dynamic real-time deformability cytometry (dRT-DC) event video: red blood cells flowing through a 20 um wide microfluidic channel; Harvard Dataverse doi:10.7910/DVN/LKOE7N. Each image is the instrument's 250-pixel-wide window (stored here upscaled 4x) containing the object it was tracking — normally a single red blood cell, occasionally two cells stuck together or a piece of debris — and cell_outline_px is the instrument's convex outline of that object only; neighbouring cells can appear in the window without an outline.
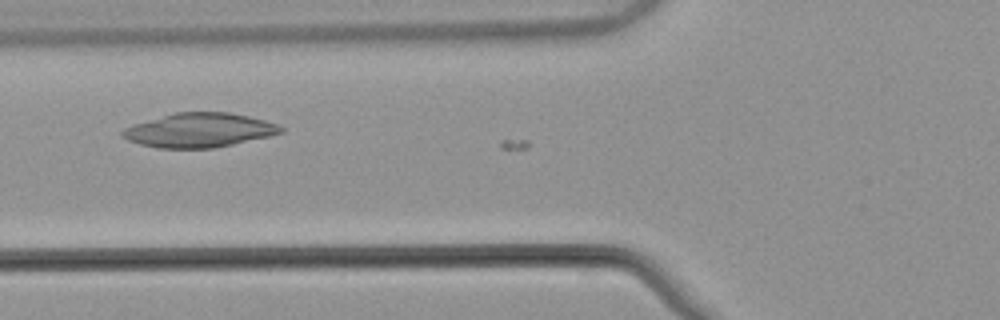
{"species": "common noctule bat (a hibernating species)", "species_latin": "Nyctalus noctula", "temperature_condition": "warm", "stored_images_in_passage": 8, "camera_frame_rate_fps": 3000, "um_per_image_px": 0.085, "animal": {"sex": "male", "body_mass_g": 21.5, "forearm_length_mm": 52.0}, "frame": {"image": 1, "passage_image": 7, "time_ms": 2.0, "image_size_px": [1000, 320], "cell_outline_px": [[284, 132], [268, 136], [232, 144], [212, 148], [156, 148], [140, 144], [128, 140], [120, 136], [120, 132], [124, 128], [132, 124], [176, 112], [228, 112], [248, 116], [264, 120], [276, 124], [284, 128]], "centroid_in_image_um": [16.89, 11.06], "position_along_channel_um": 108.9, "area_um2": 31.44}}